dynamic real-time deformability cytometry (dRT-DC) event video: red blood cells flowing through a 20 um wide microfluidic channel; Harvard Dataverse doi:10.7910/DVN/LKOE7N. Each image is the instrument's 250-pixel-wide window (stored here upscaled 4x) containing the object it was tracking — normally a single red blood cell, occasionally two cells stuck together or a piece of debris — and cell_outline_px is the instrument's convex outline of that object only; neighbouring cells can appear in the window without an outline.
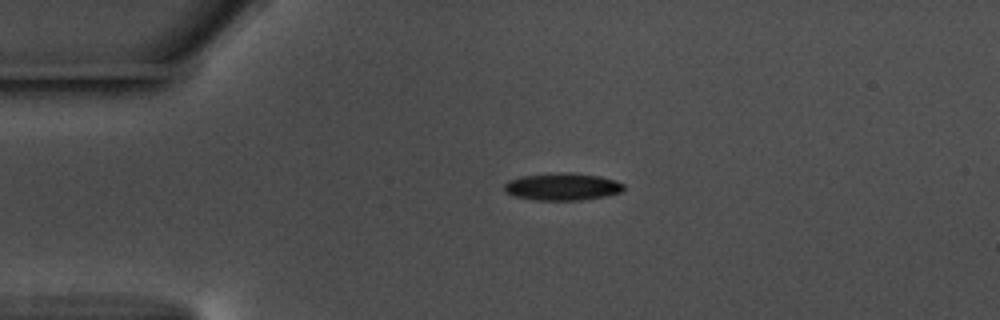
{"species": "common noctule bat (a hibernating species)", "species_latin": "Nyctalus noctula", "temperature_condition": "warm", "stored_images_in_passage": 45, "camera_frame_rate_fps": 3000, "um_per_image_px": 0.085, "animal": {"sex": "male", "body_mass_g": 17.5, "forearm_length_mm": 52.3}, "frame": {"image": 1, "passage_image": 1, "time_ms": 0.0, "image_size_px": [1000, 320], "cell_outline_px": [[624, 188], [620, 192], [604, 196], [580, 200], [532, 200], [516, 196], [504, 192], [504, 184], [508, 180], [520, 176], [560, 172], [568, 172], [600, 176], [624, 184]], "centroid_in_image_um": [47.74, 15.86], "position_along_channel_um": 37.3, "area_um2": 18.96}}
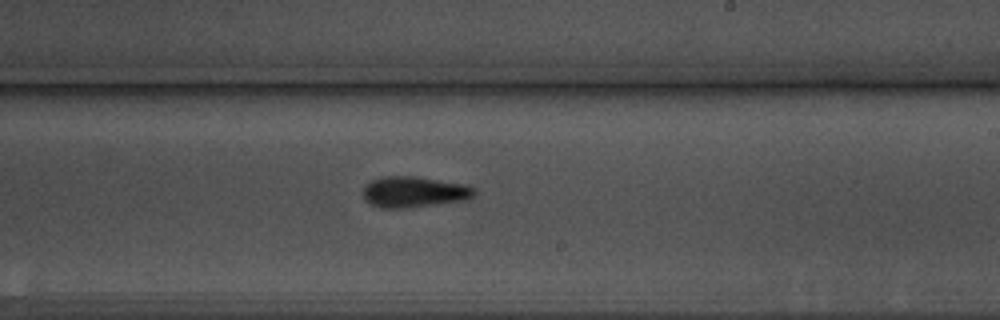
{"frame": {"image": 2, "passage_image": 22, "time_ms": 7.0, "image_size_px": [1000, 320], "cell_outline_px": [[476, 192], [472, 196], [464, 200], [436, 204], [404, 208], [380, 208], [364, 200], [364, 188], [372, 180], [384, 176], [416, 176], [464, 184], [476, 188]], "centroid_in_image_um": [35.2, 16.31], "position_along_channel_um": 253.8, "area_um2": 19.88}}
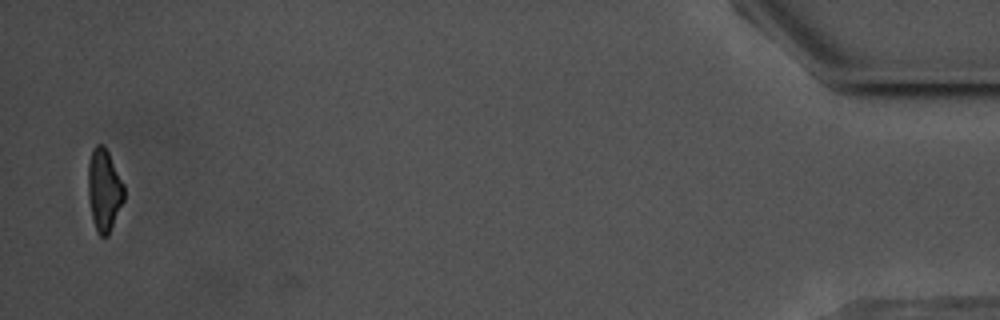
{"frame": {"image": 3, "passage_image": 44, "time_ms": 14.333, "image_size_px": [1000, 320], "cell_outline_px": [[124, 200], [108, 236], [100, 236], [96, 232], [92, 216], [88, 196], [88, 164], [92, 148], [96, 144], [104, 144], [124, 184]], "centroid_in_image_um": [8.84, 16.14], "position_along_channel_um": 426.4, "area_um2": 17.28}, "authors_computed_cell_mechanics": {"area_um2": 18.9584, "velocity_mm_per_s": 3.5832, "shape_relaxation_time_tau1_ms": 3.0626, "shape_relaxation_time_tau2_ms": 3.1752, "deformation_change_tau1": 0.1309, "deformation_change_tau2": 0.1204}}